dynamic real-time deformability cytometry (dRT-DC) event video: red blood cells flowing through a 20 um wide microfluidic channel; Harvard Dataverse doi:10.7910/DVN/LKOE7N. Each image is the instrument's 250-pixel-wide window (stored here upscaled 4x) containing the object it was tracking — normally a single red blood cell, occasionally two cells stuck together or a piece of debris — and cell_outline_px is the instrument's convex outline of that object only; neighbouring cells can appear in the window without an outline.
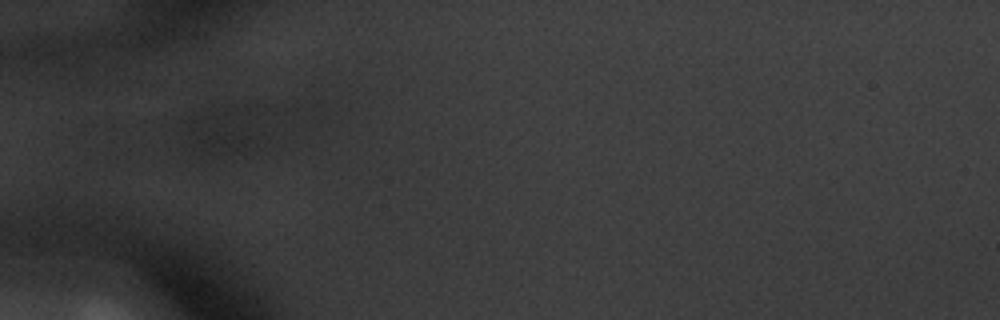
{"species": "common noctule bat (a hibernating species)", "species_latin": "Nyctalus noctula", "temperature_condition": "warm", "stored_images_in_passage": 4, "segment_of_instrument_passage": [1, 2], "camera_frame_rate_fps": 3000, "um_per_image_px": 0.085, "animal": {"sex": "male", "body_mass_g": 20.1, "forearm_length_mm": 53.5}, "frame": {"image": 1, "passage_image": 2, "time_ms": 0.333, "image_size_px": [1000, 320], "cell_outline_px": [[264, 132], [256, 148], [248, 156], [204, 160], [180, 152], [180, 116], [204, 108], [232, 104], [256, 104], [260, 108]], "centroid_in_image_um": [18.82, 11.18], "position_along_channel_um": 66.2, "area_um2": 28.73}}
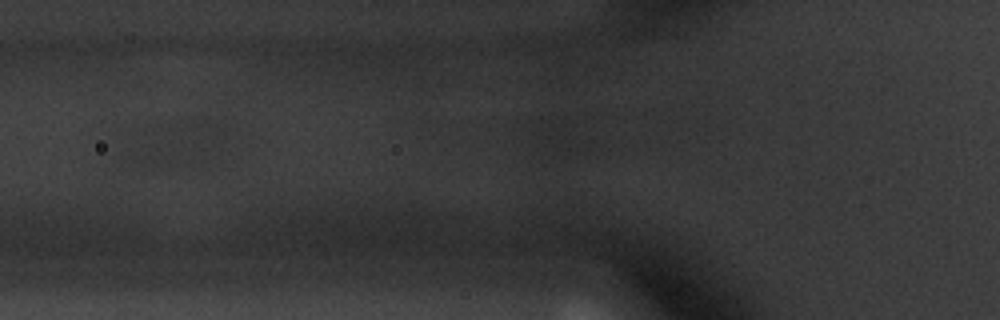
{"frame": {"image": 2, "passage_image": 3, "time_ms": 0.667, "image_size_px": [1000, 320], "cell_outline_px": [[228, 128], [224, 140], [220, 148], [208, 164], [160, 168], [152, 168], [124, 160], [120, 156], [144, 128], [192, 120], [208, 120], [224, 124]], "centroid_in_image_um": [15.03, 12.27], "position_along_channel_um": 110.8, "area_um2": 27.34}}